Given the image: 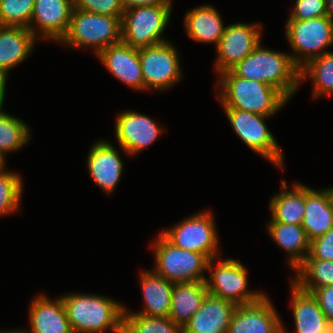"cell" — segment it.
Returning a JSON list of instances; mask_svg holds the SVG:
<instances>
[{"mask_svg": "<svg viewBox=\"0 0 333 333\" xmlns=\"http://www.w3.org/2000/svg\"><path fill=\"white\" fill-rule=\"evenodd\" d=\"M322 333H333V320H326L325 328Z\"/></svg>", "mask_w": 333, "mask_h": 333, "instance_id": "cell-41", "label": "cell"}, {"mask_svg": "<svg viewBox=\"0 0 333 333\" xmlns=\"http://www.w3.org/2000/svg\"><path fill=\"white\" fill-rule=\"evenodd\" d=\"M287 20H309L327 16L326 0H294Z\"/></svg>", "mask_w": 333, "mask_h": 333, "instance_id": "cell-34", "label": "cell"}, {"mask_svg": "<svg viewBox=\"0 0 333 333\" xmlns=\"http://www.w3.org/2000/svg\"><path fill=\"white\" fill-rule=\"evenodd\" d=\"M293 276L290 280L294 284L301 290L312 293L317 288L333 285V261L305 259L293 271Z\"/></svg>", "mask_w": 333, "mask_h": 333, "instance_id": "cell-28", "label": "cell"}, {"mask_svg": "<svg viewBox=\"0 0 333 333\" xmlns=\"http://www.w3.org/2000/svg\"><path fill=\"white\" fill-rule=\"evenodd\" d=\"M231 71L238 77L259 81L277 89L288 101L300 89V69L289 52L266 48L260 43Z\"/></svg>", "mask_w": 333, "mask_h": 333, "instance_id": "cell-2", "label": "cell"}, {"mask_svg": "<svg viewBox=\"0 0 333 333\" xmlns=\"http://www.w3.org/2000/svg\"><path fill=\"white\" fill-rule=\"evenodd\" d=\"M124 9L142 5H172L173 0H121Z\"/></svg>", "mask_w": 333, "mask_h": 333, "instance_id": "cell-38", "label": "cell"}, {"mask_svg": "<svg viewBox=\"0 0 333 333\" xmlns=\"http://www.w3.org/2000/svg\"><path fill=\"white\" fill-rule=\"evenodd\" d=\"M0 168V218L21 210L24 180L19 172Z\"/></svg>", "mask_w": 333, "mask_h": 333, "instance_id": "cell-31", "label": "cell"}, {"mask_svg": "<svg viewBox=\"0 0 333 333\" xmlns=\"http://www.w3.org/2000/svg\"><path fill=\"white\" fill-rule=\"evenodd\" d=\"M29 330L23 333H73L67 318L62 297L50 298L47 294L35 295L28 309Z\"/></svg>", "mask_w": 333, "mask_h": 333, "instance_id": "cell-18", "label": "cell"}, {"mask_svg": "<svg viewBox=\"0 0 333 333\" xmlns=\"http://www.w3.org/2000/svg\"><path fill=\"white\" fill-rule=\"evenodd\" d=\"M305 259L333 261V227L324 235L310 241V251Z\"/></svg>", "mask_w": 333, "mask_h": 333, "instance_id": "cell-36", "label": "cell"}, {"mask_svg": "<svg viewBox=\"0 0 333 333\" xmlns=\"http://www.w3.org/2000/svg\"><path fill=\"white\" fill-rule=\"evenodd\" d=\"M139 280L143 298L141 310L133 311L125 306L124 314H141L146 317H169L174 283L153 270H140Z\"/></svg>", "mask_w": 333, "mask_h": 333, "instance_id": "cell-19", "label": "cell"}, {"mask_svg": "<svg viewBox=\"0 0 333 333\" xmlns=\"http://www.w3.org/2000/svg\"><path fill=\"white\" fill-rule=\"evenodd\" d=\"M39 39L26 27L0 25V75L9 76L32 55Z\"/></svg>", "mask_w": 333, "mask_h": 333, "instance_id": "cell-21", "label": "cell"}, {"mask_svg": "<svg viewBox=\"0 0 333 333\" xmlns=\"http://www.w3.org/2000/svg\"><path fill=\"white\" fill-rule=\"evenodd\" d=\"M30 125L7 112L0 114V158L6 164L8 154L16 153L29 144Z\"/></svg>", "mask_w": 333, "mask_h": 333, "instance_id": "cell-30", "label": "cell"}, {"mask_svg": "<svg viewBox=\"0 0 333 333\" xmlns=\"http://www.w3.org/2000/svg\"><path fill=\"white\" fill-rule=\"evenodd\" d=\"M88 151L86 167L89 176L101 191L107 195L113 194L125 169L119 150L110 141L99 139L93 142Z\"/></svg>", "mask_w": 333, "mask_h": 333, "instance_id": "cell-15", "label": "cell"}, {"mask_svg": "<svg viewBox=\"0 0 333 333\" xmlns=\"http://www.w3.org/2000/svg\"><path fill=\"white\" fill-rule=\"evenodd\" d=\"M114 124L116 142L126 156H137L166 130L150 116L131 109L119 111Z\"/></svg>", "mask_w": 333, "mask_h": 333, "instance_id": "cell-13", "label": "cell"}, {"mask_svg": "<svg viewBox=\"0 0 333 333\" xmlns=\"http://www.w3.org/2000/svg\"><path fill=\"white\" fill-rule=\"evenodd\" d=\"M215 98L223 108L275 117L289 102L277 89L236 76L231 70L217 76Z\"/></svg>", "mask_w": 333, "mask_h": 333, "instance_id": "cell-3", "label": "cell"}, {"mask_svg": "<svg viewBox=\"0 0 333 333\" xmlns=\"http://www.w3.org/2000/svg\"><path fill=\"white\" fill-rule=\"evenodd\" d=\"M73 6L82 11L113 17H122L125 10L121 0H78Z\"/></svg>", "mask_w": 333, "mask_h": 333, "instance_id": "cell-35", "label": "cell"}, {"mask_svg": "<svg viewBox=\"0 0 333 333\" xmlns=\"http://www.w3.org/2000/svg\"><path fill=\"white\" fill-rule=\"evenodd\" d=\"M289 188L282 179L281 190L269 199L271 218L268 222L301 225L305 214V184L296 181Z\"/></svg>", "mask_w": 333, "mask_h": 333, "instance_id": "cell-24", "label": "cell"}, {"mask_svg": "<svg viewBox=\"0 0 333 333\" xmlns=\"http://www.w3.org/2000/svg\"><path fill=\"white\" fill-rule=\"evenodd\" d=\"M0 333H23V331L21 330V328H16V329H1Z\"/></svg>", "mask_w": 333, "mask_h": 333, "instance_id": "cell-42", "label": "cell"}, {"mask_svg": "<svg viewBox=\"0 0 333 333\" xmlns=\"http://www.w3.org/2000/svg\"><path fill=\"white\" fill-rule=\"evenodd\" d=\"M207 295L205 281L174 283L169 318L183 329Z\"/></svg>", "mask_w": 333, "mask_h": 333, "instance_id": "cell-27", "label": "cell"}, {"mask_svg": "<svg viewBox=\"0 0 333 333\" xmlns=\"http://www.w3.org/2000/svg\"><path fill=\"white\" fill-rule=\"evenodd\" d=\"M73 333H123L125 304L107 295H61Z\"/></svg>", "mask_w": 333, "mask_h": 333, "instance_id": "cell-1", "label": "cell"}, {"mask_svg": "<svg viewBox=\"0 0 333 333\" xmlns=\"http://www.w3.org/2000/svg\"><path fill=\"white\" fill-rule=\"evenodd\" d=\"M95 57L121 84L144 92V79L139 58V49L123 41L110 45Z\"/></svg>", "mask_w": 333, "mask_h": 333, "instance_id": "cell-17", "label": "cell"}, {"mask_svg": "<svg viewBox=\"0 0 333 333\" xmlns=\"http://www.w3.org/2000/svg\"><path fill=\"white\" fill-rule=\"evenodd\" d=\"M121 19L73 8L66 34L58 42L70 49H89L97 55L121 41Z\"/></svg>", "mask_w": 333, "mask_h": 333, "instance_id": "cell-4", "label": "cell"}, {"mask_svg": "<svg viewBox=\"0 0 333 333\" xmlns=\"http://www.w3.org/2000/svg\"><path fill=\"white\" fill-rule=\"evenodd\" d=\"M123 333H183L169 317L124 314Z\"/></svg>", "mask_w": 333, "mask_h": 333, "instance_id": "cell-32", "label": "cell"}, {"mask_svg": "<svg viewBox=\"0 0 333 333\" xmlns=\"http://www.w3.org/2000/svg\"><path fill=\"white\" fill-rule=\"evenodd\" d=\"M215 216L201 210L173 224L160 233L174 246L205 255L209 260L221 257L219 232Z\"/></svg>", "mask_w": 333, "mask_h": 333, "instance_id": "cell-7", "label": "cell"}, {"mask_svg": "<svg viewBox=\"0 0 333 333\" xmlns=\"http://www.w3.org/2000/svg\"><path fill=\"white\" fill-rule=\"evenodd\" d=\"M207 273L209 275L206 277L205 283L208 293L231 301L237 306L257 302L267 294L258 289L250 290L248 288V270L235 258L210 259Z\"/></svg>", "mask_w": 333, "mask_h": 333, "instance_id": "cell-6", "label": "cell"}, {"mask_svg": "<svg viewBox=\"0 0 333 333\" xmlns=\"http://www.w3.org/2000/svg\"><path fill=\"white\" fill-rule=\"evenodd\" d=\"M73 8L68 0H35L30 31L40 41L58 43L67 32Z\"/></svg>", "mask_w": 333, "mask_h": 333, "instance_id": "cell-16", "label": "cell"}, {"mask_svg": "<svg viewBox=\"0 0 333 333\" xmlns=\"http://www.w3.org/2000/svg\"><path fill=\"white\" fill-rule=\"evenodd\" d=\"M155 240L150 249L155 259L152 270L156 274L172 283L206 280L209 259L205 255L174 246L160 232Z\"/></svg>", "mask_w": 333, "mask_h": 333, "instance_id": "cell-5", "label": "cell"}, {"mask_svg": "<svg viewBox=\"0 0 333 333\" xmlns=\"http://www.w3.org/2000/svg\"><path fill=\"white\" fill-rule=\"evenodd\" d=\"M232 126L234 134L257 155H260L277 169L284 170L285 158L277 139L268 128L267 121L272 117L243 110L222 108Z\"/></svg>", "mask_w": 333, "mask_h": 333, "instance_id": "cell-10", "label": "cell"}, {"mask_svg": "<svg viewBox=\"0 0 333 333\" xmlns=\"http://www.w3.org/2000/svg\"><path fill=\"white\" fill-rule=\"evenodd\" d=\"M144 91L166 92L183 80L180 53L171 40L139 48Z\"/></svg>", "mask_w": 333, "mask_h": 333, "instance_id": "cell-11", "label": "cell"}, {"mask_svg": "<svg viewBox=\"0 0 333 333\" xmlns=\"http://www.w3.org/2000/svg\"><path fill=\"white\" fill-rule=\"evenodd\" d=\"M330 193V196H331V200H332V203H333V186L332 187H326Z\"/></svg>", "mask_w": 333, "mask_h": 333, "instance_id": "cell-43", "label": "cell"}, {"mask_svg": "<svg viewBox=\"0 0 333 333\" xmlns=\"http://www.w3.org/2000/svg\"><path fill=\"white\" fill-rule=\"evenodd\" d=\"M285 38L291 47L292 61L301 69L333 46V22L327 17L309 20H286Z\"/></svg>", "mask_w": 333, "mask_h": 333, "instance_id": "cell-9", "label": "cell"}, {"mask_svg": "<svg viewBox=\"0 0 333 333\" xmlns=\"http://www.w3.org/2000/svg\"><path fill=\"white\" fill-rule=\"evenodd\" d=\"M266 225L272 241L287 254V266L294 271L310 251V241L304 228L301 225L278 222H267Z\"/></svg>", "mask_w": 333, "mask_h": 333, "instance_id": "cell-25", "label": "cell"}, {"mask_svg": "<svg viewBox=\"0 0 333 333\" xmlns=\"http://www.w3.org/2000/svg\"><path fill=\"white\" fill-rule=\"evenodd\" d=\"M8 76L0 75V114L6 112L3 108L4 101L6 100V92H7V80Z\"/></svg>", "mask_w": 333, "mask_h": 333, "instance_id": "cell-39", "label": "cell"}, {"mask_svg": "<svg viewBox=\"0 0 333 333\" xmlns=\"http://www.w3.org/2000/svg\"><path fill=\"white\" fill-rule=\"evenodd\" d=\"M262 23H231L227 25L216 49V77L231 70L262 42Z\"/></svg>", "mask_w": 333, "mask_h": 333, "instance_id": "cell-12", "label": "cell"}, {"mask_svg": "<svg viewBox=\"0 0 333 333\" xmlns=\"http://www.w3.org/2000/svg\"><path fill=\"white\" fill-rule=\"evenodd\" d=\"M35 0H0V25L29 28Z\"/></svg>", "mask_w": 333, "mask_h": 333, "instance_id": "cell-33", "label": "cell"}, {"mask_svg": "<svg viewBox=\"0 0 333 333\" xmlns=\"http://www.w3.org/2000/svg\"><path fill=\"white\" fill-rule=\"evenodd\" d=\"M219 13L214 5L208 3L188 10L183 21L189 39L216 47L227 26Z\"/></svg>", "mask_w": 333, "mask_h": 333, "instance_id": "cell-23", "label": "cell"}, {"mask_svg": "<svg viewBox=\"0 0 333 333\" xmlns=\"http://www.w3.org/2000/svg\"><path fill=\"white\" fill-rule=\"evenodd\" d=\"M173 5H142L124 10L121 19V41L143 48L169 41L164 32L172 18Z\"/></svg>", "mask_w": 333, "mask_h": 333, "instance_id": "cell-8", "label": "cell"}, {"mask_svg": "<svg viewBox=\"0 0 333 333\" xmlns=\"http://www.w3.org/2000/svg\"><path fill=\"white\" fill-rule=\"evenodd\" d=\"M289 281L291 310L296 333H322L327 319L316 298L311 293L301 290L291 280Z\"/></svg>", "mask_w": 333, "mask_h": 333, "instance_id": "cell-26", "label": "cell"}, {"mask_svg": "<svg viewBox=\"0 0 333 333\" xmlns=\"http://www.w3.org/2000/svg\"><path fill=\"white\" fill-rule=\"evenodd\" d=\"M301 226L309 241L333 227V203L327 188H312L305 184V210Z\"/></svg>", "mask_w": 333, "mask_h": 333, "instance_id": "cell-22", "label": "cell"}, {"mask_svg": "<svg viewBox=\"0 0 333 333\" xmlns=\"http://www.w3.org/2000/svg\"><path fill=\"white\" fill-rule=\"evenodd\" d=\"M283 323L266 294L257 302L238 305L227 333H288Z\"/></svg>", "mask_w": 333, "mask_h": 333, "instance_id": "cell-14", "label": "cell"}, {"mask_svg": "<svg viewBox=\"0 0 333 333\" xmlns=\"http://www.w3.org/2000/svg\"><path fill=\"white\" fill-rule=\"evenodd\" d=\"M327 17L333 22V0H326Z\"/></svg>", "mask_w": 333, "mask_h": 333, "instance_id": "cell-40", "label": "cell"}, {"mask_svg": "<svg viewBox=\"0 0 333 333\" xmlns=\"http://www.w3.org/2000/svg\"><path fill=\"white\" fill-rule=\"evenodd\" d=\"M236 307L233 302L208 293L183 333H227Z\"/></svg>", "mask_w": 333, "mask_h": 333, "instance_id": "cell-20", "label": "cell"}, {"mask_svg": "<svg viewBox=\"0 0 333 333\" xmlns=\"http://www.w3.org/2000/svg\"><path fill=\"white\" fill-rule=\"evenodd\" d=\"M310 79V80H309ZM312 83V98L333 95V51L310 60L300 69V83Z\"/></svg>", "mask_w": 333, "mask_h": 333, "instance_id": "cell-29", "label": "cell"}, {"mask_svg": "<svg viewBox=\"0 0 333 333\" xmlns=\"http://www.w3.org/2000/svg\"><path fill=\"white\" fill-rule=\"evenodd\" d=\"M72 5H74L78 0H68Z\"/></svg>", "mask_w": 333, "mask_h": 333, "instance_id": "cell-44", "label": "cell"}, {"mask_svg": "<svg viewBox=\"0 0 333 333\" xmlns=\"http://www.w3.org/2000/svg\"><path fill=\"white\" fill-rule=\"evenodd\" d=\"M5 165V163L3 162V160L0 158V168L2 167V166H4Z\"/></svg>", "mask_w": 333, "mask_h": 333, "instance_id": "cell-45", "label": "cell"}, {"mask_svg": "<svg viewBox=\"0 0 333 333\" xmlns=\"http://www.w3.org/2000/svg\"><path fill=\"white\" fill-rule=\"evenodd\" d=\"M326 319L333 320V285L317 288L311 293Z\"/></svg>", "mask_w": 333, "mask_h": 333, "instance_id": "cell-37", "label": "cell"}]
</instances>
